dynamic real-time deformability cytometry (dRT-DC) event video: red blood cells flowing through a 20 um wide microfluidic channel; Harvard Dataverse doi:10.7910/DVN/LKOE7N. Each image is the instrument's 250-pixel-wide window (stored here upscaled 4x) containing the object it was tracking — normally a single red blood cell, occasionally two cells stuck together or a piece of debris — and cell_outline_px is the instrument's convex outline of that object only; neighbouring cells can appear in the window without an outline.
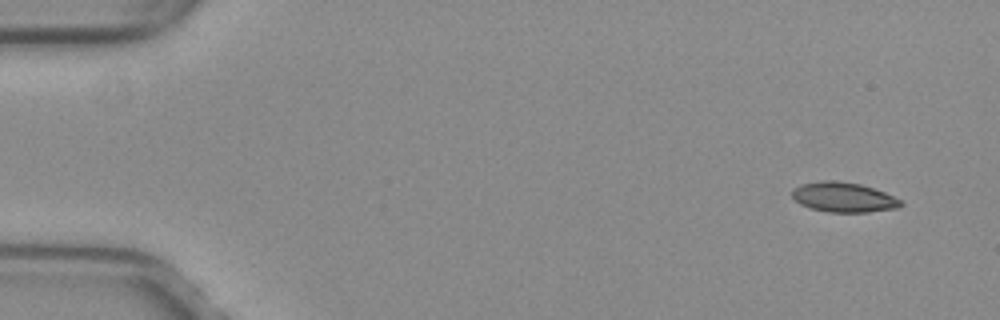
{"species": "common noctule bat (a hibernating species)", "species_latin": "Nyctalus noctula", "temperature_condition": "warm", "stored_images_in_passage": 49, "camera_frame_rate_fps": 3000, "um_per_image_px": 0.085, "animal": {"sex": "female", "body_mass_g": 29.2, "forearm_length_mm": 56.3}, "frame": {"image": 1, "passage_image": 1, "time_ms": 0.0, "image_size_px": [1000, 320], "cell_outline_px": [[904, 204], [896, 208], [868, 212], [828, 212], [808, 208], [800, 204], [792, 196], [792, 188], [800, 184], [820, 180], [832, 180], [860, 184], [884, 192], [900, 200]], "centroid_in_image_um": [71.65, 16.76], "position_along_channel_um": 13.4, "area_um2": 18.9}}
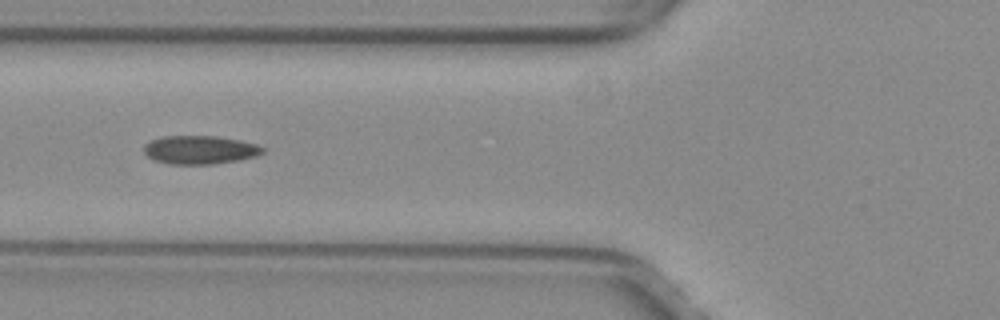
{"frame": {"image": 2, "passage_image": 18, "time_ms": 5.667, "image_size_px": [1000, 320], "cell_outline_px": [[264, 152], [260, 156], [240, 160], [212, 164], [168, 164], [156, 160], [148, 156], [144, 152], [144, 144], [152, 140], [164, 136], [216, 136], [240, 140], [256, 144], [264, 148]], "centroid_in_image_um": [17.03, 12.74], "position_along_channel_um": 108.8, "area_um2": 19.77}}
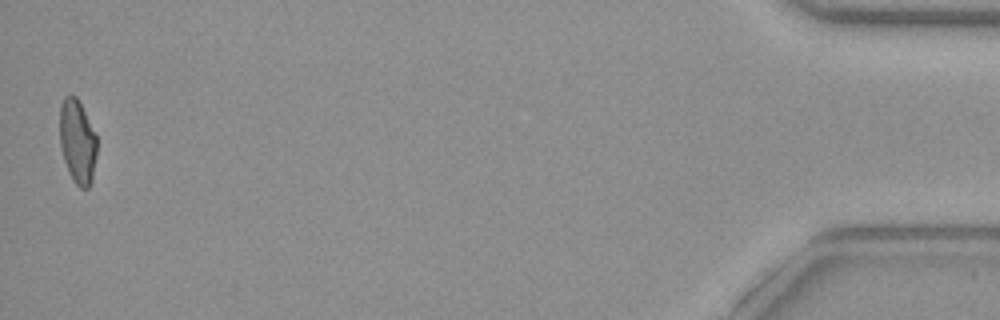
{"frame": {"image": 3, "passage_image": 49, "time_ms": 16.0, "image_size_px": [1000, 320], "cell_outline_px": [[96, 156], [92, 180], [88, 188], [80, 188], [72, 180], [68, 172], [64, 160], [60, 144], [60, 104], [64, 96], [76, 96], [96, 136]], "centroid_in_image_um": [6.57, 12.07], "position_along_channel_um": 428.6, "area_um2": 17.98}, "authors_computed_cell_mechanics": {"area_um2": 19.074, "velocity_mm_per_s": 4.0171, "shape_relaxation_time_tau1_ms": null, "shape_relaxation_time_tau2_ms": 1.7296, "deformation_change_tau1": null, "deformation_change_tau2": 0.0891}}